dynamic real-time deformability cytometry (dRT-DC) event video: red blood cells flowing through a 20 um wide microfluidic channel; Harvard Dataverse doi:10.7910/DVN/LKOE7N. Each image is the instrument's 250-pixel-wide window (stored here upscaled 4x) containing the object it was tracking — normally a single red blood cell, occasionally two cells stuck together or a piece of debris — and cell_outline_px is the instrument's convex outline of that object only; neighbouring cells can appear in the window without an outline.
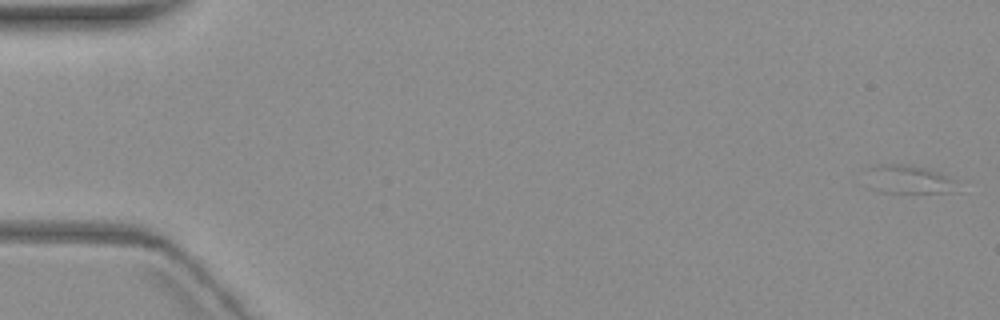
{"species": "common noctule bat (a hibernating species)", "species_latin": "Nyctalus noctula", "temperature_condition": "warm", "stored_images_in_passage": 8, "camera_frame_rate_fps": 3000, "um_per_image_px": 0.085, "animal": {"sex": "female", "body_mass_g": 19.3, "forearm_length_mm": 54.1}, "frame": {"image": 1, "passage_image": 1, "time_ms": 0.0, "image_size_px": [1000, 320], "cell_outline_px": [[960, 180], [952, 192], [876, 192], [868, 188], [864, 168], [876, 164], [908, 164], [940, 172]], "centroid_in_image_um": [77.15, 15.23], "position_along_channel_um": 7.8, "area_um2": 15.72}}
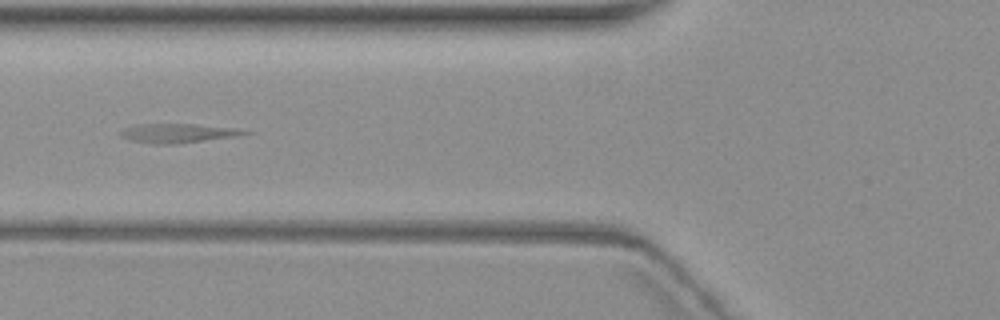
{"frame": {"image": 2, "passage_image": 7, "time_ms": 7.333, "image_size_px": [1000, 320], "cell_outline_px": [[256, 132], [236, 136], [180, 144], [152, 144], [132, 140], [120, 136], [120, 132], [124, 128], [136, 124], [192, 124], [232, 128]], "centroid_in_image_um": [15.11, 11.33], "position_along_channel_um": 110.7, "area_um2": 13.81}}
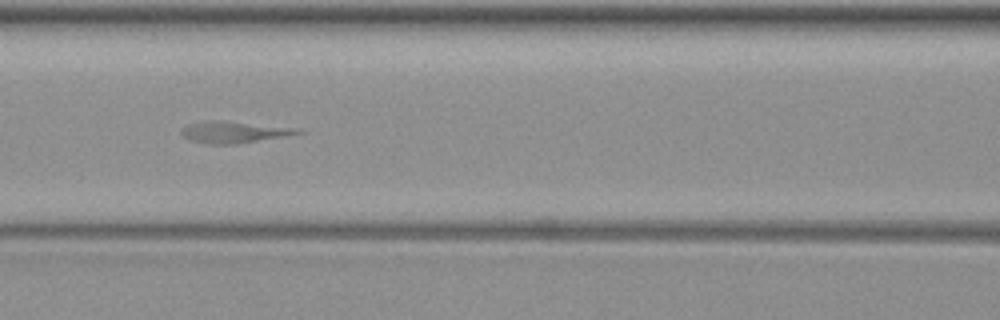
{"frame": {"image": 3, "passage_image": 8, "time_ms": 8.333, "image_size_px": [1000, 320], "cell_outline_px": [[304, 132], [288, 136], [236, 144], [204, 144], [188, 140], [180, 132], [180, 128], [188, 124], [212, 120], [216, 120], [292, 128]], "centroid_in_image_um": [19.78, 11.25], "position_along_channel_um": 146.8, "area_um2": 14.39}}